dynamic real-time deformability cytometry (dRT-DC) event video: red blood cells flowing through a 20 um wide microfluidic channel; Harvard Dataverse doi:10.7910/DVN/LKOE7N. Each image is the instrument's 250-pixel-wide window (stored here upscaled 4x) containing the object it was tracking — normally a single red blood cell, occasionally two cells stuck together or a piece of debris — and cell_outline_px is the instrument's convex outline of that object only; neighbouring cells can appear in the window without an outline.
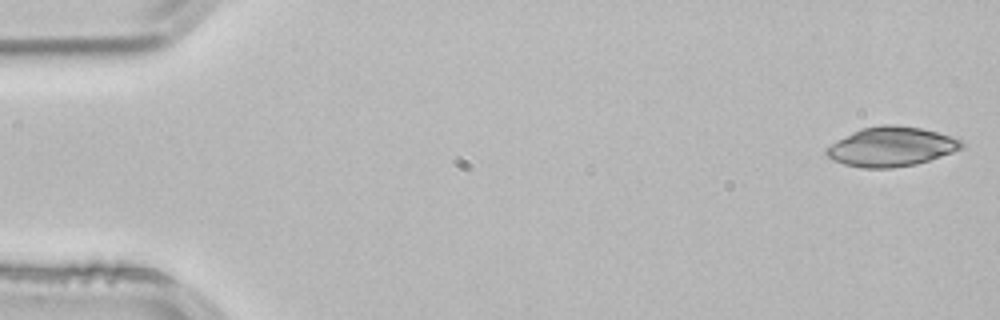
{"species": "common noctule bat (a hibernating species)", "species_latin": "Nyctalus noctula", "temperature_condition": "room temperature", "stored_images_in_passage": 11, "camera_frame_rate_fps": 3000, "um_per_image_px": 0.085, "animal": {"sex": "male", "body_mass_g": 21.5, "forearm_length_mm": 52.0}, "frame": {"image": 1, "passage_image": 1, "time_ms": 0.0, "image_size_px": [1000, 320], "cell_outline_px": [[964, 144], [960, 148], [952, 152], [916, 164], [892, 168], [864, 168], [844, 164], [832, 160], [824, 152], [824, 148], [836, 140], [860, 128], [884, 124], [892, 124], [920, 128], [952, 136], [960, 140]], "centroid_in_image_um": [75.69, 12.46], "position_along_channel_um": 9.3, "area_um2": 30.98}}